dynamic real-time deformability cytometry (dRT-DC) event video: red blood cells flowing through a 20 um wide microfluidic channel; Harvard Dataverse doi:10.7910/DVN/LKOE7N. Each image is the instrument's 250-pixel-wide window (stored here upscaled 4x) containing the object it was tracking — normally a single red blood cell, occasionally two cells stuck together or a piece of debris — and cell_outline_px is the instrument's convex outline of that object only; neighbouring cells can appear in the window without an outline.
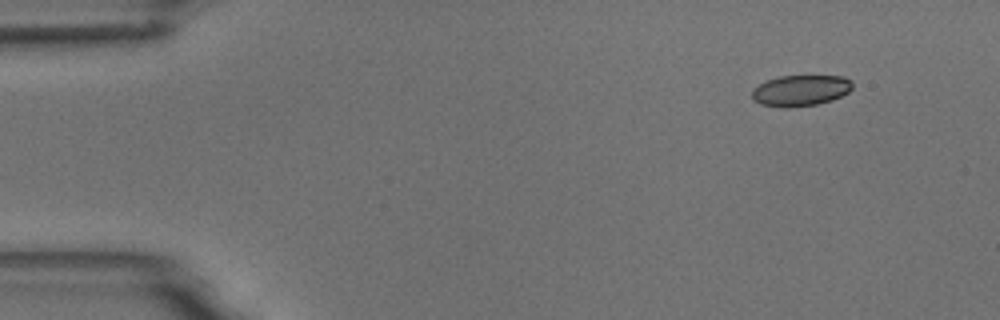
{"species": "common noctule bat (a hibernating species)", "species_latin": "Nyctalus noctula", "temperature_condition": "room temperature", "stored_images_in_passage": 4, "camera_frame_rate_fps": 3000, "um_per_image_px": 0.085, "animal": {"sex": "male", "body_mass_g": 18.8}, "frame": {"image": 1, "passage_image": 1, "time_ms": 0.0, "image_size_px": [1000, 320], "cell_outline_px": [[852, 88], [848, 92], [832, 100], [816, 104], [784, 108], [760, 104], [752, 100], [752, 88], [764, 80], [780, 76], [844, 76], [852, 80]], "centroid_in_image_um": [68.01, 7.68], "position_along_channel_um": 17.0, "area_um2": 18.32}}
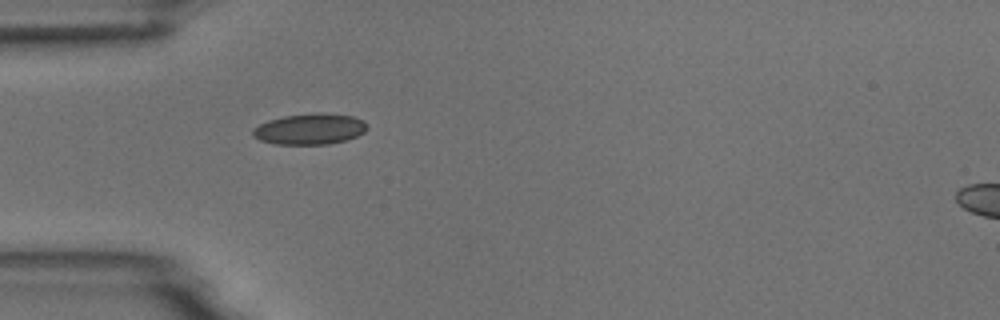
{"frame": {"image": 2, "passage_image": 4, "time_ms": 3.667, "image_size_px": [1000, 320], "cell_outline_px": [[368, 128], [364, 132], [348, 140], [328, 144], [276, 144], [260, 140], [252, 136], [252, 128], [268, 120], [284, 116], [316, 112], [320, 112], [352, 116], [364, 120]], "centroid_in_image_um": [26.33, 10.96], "position_along_channel_um": 58.7, "area_um2": 20.75}}